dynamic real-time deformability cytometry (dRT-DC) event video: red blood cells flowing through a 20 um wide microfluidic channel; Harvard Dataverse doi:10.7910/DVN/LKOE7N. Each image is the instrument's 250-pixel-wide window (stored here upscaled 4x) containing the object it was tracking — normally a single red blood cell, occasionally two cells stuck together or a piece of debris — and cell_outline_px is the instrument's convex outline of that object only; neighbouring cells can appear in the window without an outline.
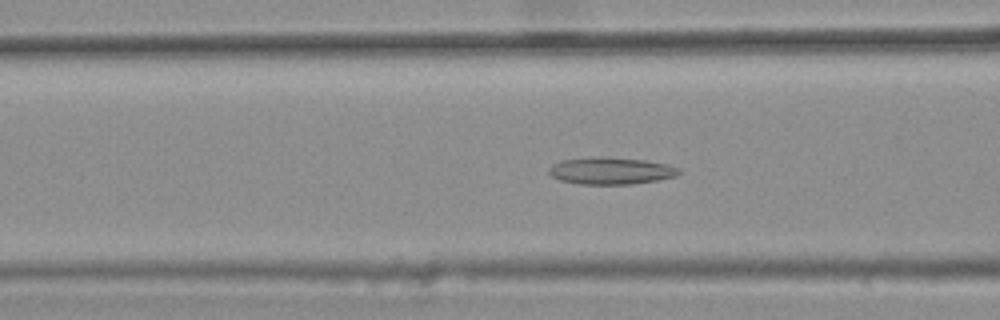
{"species": "common noctule bat (a hibernating species)", "species_latin": "Nyctalus noctula", "temperature_condition": "warm", "stored_images_in_passage": 46, "camera_frame_rate_fps": 3000, "um_per_image_px": 0.085, "animal": {"sex": "female", "body_mass_g": 25.1}, "frame": {"image": 1, "passage_image": 20, "time_ms": 6.333, "image_size_px": [1000, 320], "cell_outline_px": [[680, 172], [676, 176], [656, 180], [632, 184], [580, 184], [560, 180], [552, 176], [548, 172], [548, 168], [552, 164], [560, 160], [600, 156], [604, 156], [644, 160], [668, 164], [680, 168]], "centroid_in_image_um": [51.91, 14.51], "position_along_channel_um": 114.7, "area_um2": 20.58}}
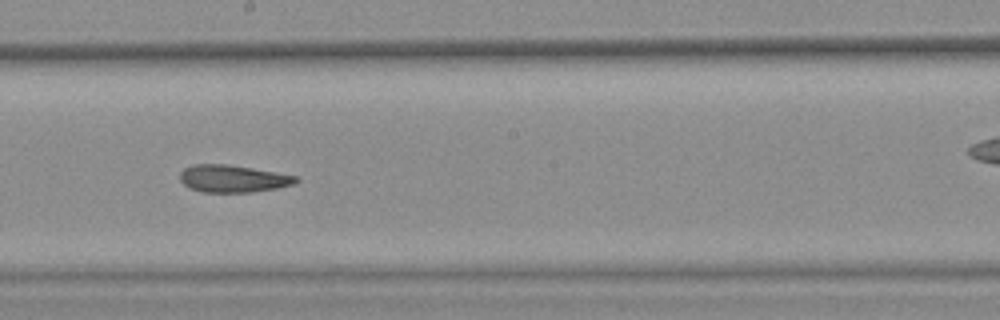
{"frame": {"image": 2, "passage_image": 29, "time_ms": 9.333, "image_size_px": [1000, 320], "cell_outline_px": [[300, 180], [292, 184], [276, 188], [252, 192], [200, 192], [188, 188], [180, 180], [180, 172], [184, 168], [192, 164], [228, 164], [276, 172], [296, 176]], "centroid_in_image_um": [19.75, 15.18], "position_along_channel_um": 228.4, "area_um2": 18.5}}
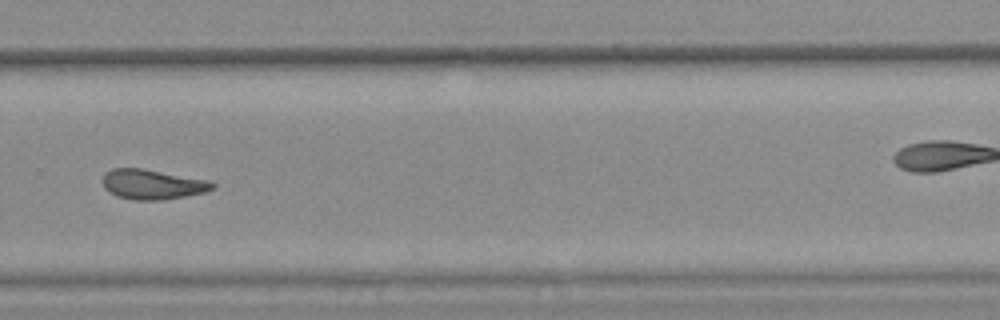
{"frame": {"image": 3, "passage_image": 36, "time_ms": 11.667, "image_size_px": [1000, 320], "cell_outline_px": [[216, 188], [204, 192], [184, 196], [160, 200], [136, 200], [116, 196], [108, 192], [104, 188], [104, 172], [112, 168], [140, 168], [208, 180], [216, 184]], "centroid_in_image_um": [12.94, 15.67], "position_along_channel_um": 316.9, "area_um2": 19.02}, "authors_computed_cell_mechanics": {"area_um2": 19.7387, "velocity_mm_per_s": 3.7951, "shape_relaxation_time_tau1_ms": null, "shape_relaxation_time_tau2_ms": 2.2898, "deformation_change_tau1": null, "deformation_change_tau2": 0.097}}